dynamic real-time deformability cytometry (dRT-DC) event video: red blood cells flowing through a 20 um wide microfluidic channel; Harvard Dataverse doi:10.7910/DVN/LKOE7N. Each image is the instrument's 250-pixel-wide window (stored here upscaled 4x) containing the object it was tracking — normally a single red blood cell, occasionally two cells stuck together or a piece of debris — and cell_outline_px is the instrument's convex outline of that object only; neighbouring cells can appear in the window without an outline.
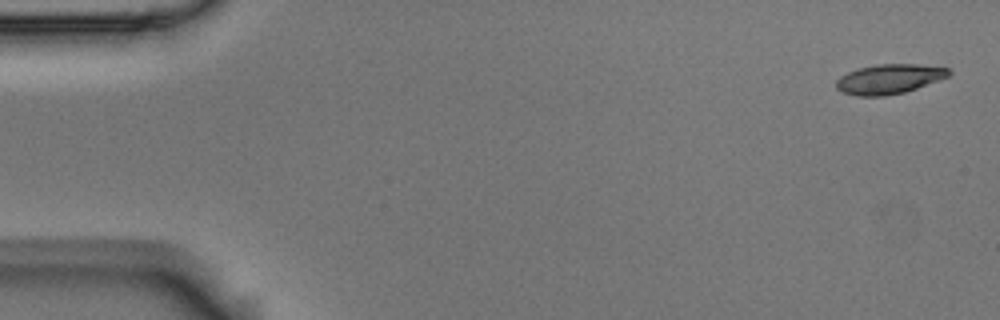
{"species": "Egyptian fruit bat (a non-hibernating species)", "species_latin": "Rousettus aegyptiacus", "temperature_condition": "room temperature", "stored_images_in_passage": 5, "camera_frame_rate_fps": 3000, "um_per_image_px": 0.085, "animal": {"sex": "male"}, "frame": {"image": 1, "passage_image": 1, "time_ms": 0.0, "image_size_px": [1000, 320], "cell_outline_px": [[952, 72], [948, 76], [916, 88], [904, 92], [884, 96], [856, 96], [844, 92], [836, 88], [836, 80], [840, 76], [848, 72], [860, 68], [876, 64], [916, 64], [948, 68]], "centroid_in_image_um": [75.55, 6.71], "position_along_channel_um": 9.4, "area_um2": 19.25}}
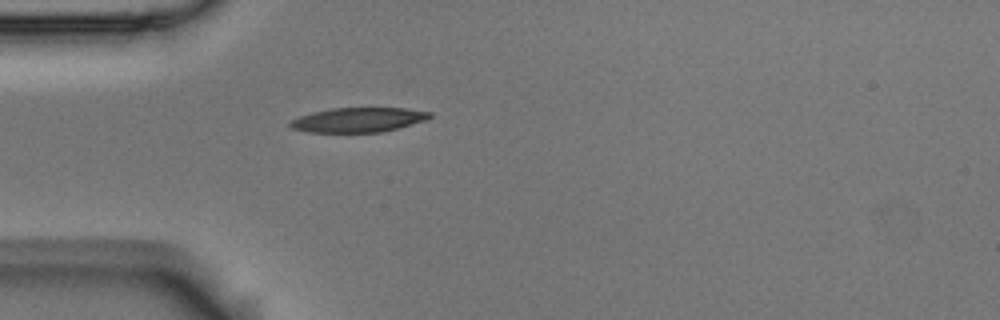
{"frame": {"image": 2, "passage_image": 5, "time_ms": 1.333, "image_size_px": [1000, 320], "cell_outline_px": [[432, 116], [428, 120], [380, 132], [308, 132], [292, 128], [288, 124], [292, 120], [300, 116], [312, 112], [332, 108], [404, 108], [432, 112]], "centroid_in_image_um": [30.47, 10.18], "position_along_channel_um": 54.5, "area_um2": 19.88}}